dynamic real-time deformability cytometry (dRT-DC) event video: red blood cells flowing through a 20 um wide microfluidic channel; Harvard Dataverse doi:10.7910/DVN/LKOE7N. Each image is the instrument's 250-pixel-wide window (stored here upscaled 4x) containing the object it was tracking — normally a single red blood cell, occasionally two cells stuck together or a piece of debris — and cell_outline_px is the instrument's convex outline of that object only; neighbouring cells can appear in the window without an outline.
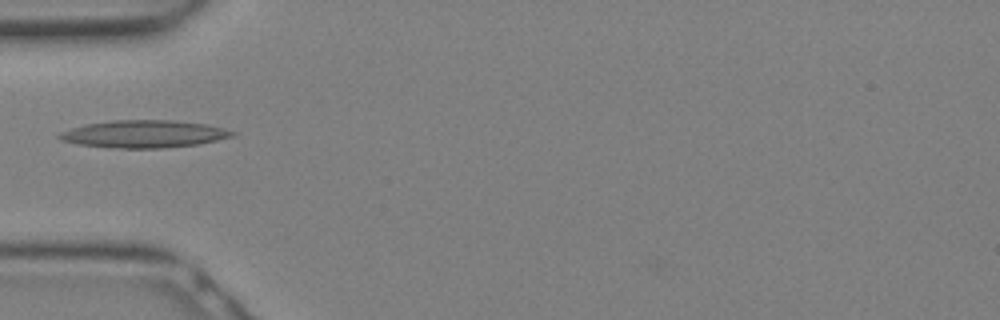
{"species": "Egyptian fruit bat (a non-hibernating species)", "species_latin": "Rousettus aegyptiacus", "temperature_condition": "warm", "stored_images_in_passage": 3, "camera_frame_rate_fps": 3000, "um_per_image_px": 0.085, "animal": {"sex": "female"}, "frame": {"image": 1, "passage_image": 2, "time_ms": 0.333, "image_size_px": [1000, 320], "cell_outline_px": [[236, 136], [200, 144], [164, 148], [120, 148], [80, 144], [60, 140], [56, 136], [60, 132], [72, 128], [88, 124], [112, 120], [172, 120], [208, 124], [224, 128], [236, 132]], "centroid_in_image_um": [12.3, 11.38], "position_along_channel_um": 72.7, "area_um2": 27.69}}